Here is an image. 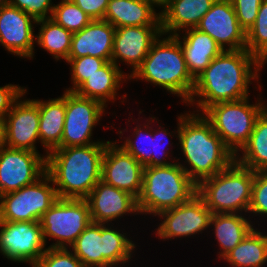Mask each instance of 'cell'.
Returning <instances> with one entry per match:
<instances>
[{
  "label": "cell",
  "mask_w": 267,
  "mask_h": 267,
  "mask_svg": "<svg viewBox=\"0 0 267 267\" xmlns=\"http://www.w3.org/2000/svg\"><path fill=\"white\" fill-rule=\"evenodd\" d=\"M108 143L55 148L46 157V173L62 199H85L101 180Z\"/></svg>",
  "instance_id": "cell-3"
},
{
  "label": "cell",
  "mask_w": 267,
  "mask_h": 267,
  "mask_svg": "<svg viewBox=\"0 0 267 267\" xmlns=\"http://www.w3.org/2000/svg\"><path fill=\"white\" fill-rule=\"evenodd\" d=\"M155 118L156 117H151L147 124L142 125V128L141 124L139 125V123L138 125H136L135 128H133L134 134L132 133V135L133 138H136V141H133L129 136L128 138L126 137L124 143L121 144V147L127 153L132 155L143 167L166 166L169 164H173V162L167 161L165 159V157L167 158L168 156H170L167 155L169 154V152H164L160 149L162 152V157L159 153L160 151L158 150L159 147H162L164 137L171 136L173 132H171L170 134V132L167 131L168 129H163L164 127H159V129L157 128V130L152 129L149 124H152L153 121L157 120ZM153 130H155L156 132Z\"/></svg>",
  "instance_id": "cell-22"
},
{
  "label": "cell",
  "mask_w": 267,
  "mask_h": 267,
  "mask_svg": "<svg viewBox=\"0 0 267 267\" xmlns=\"http://www.w3.org/2000/svg\"><path fill=\"white\" fill-rule=\"evenodd\" d=\"M249 220L239 213L212 214L210 226L214 227V234L221 249L218 252V258L222 259L254 228L251 220Z\"/></svg>",
  "instance_id": "cell-28"
},
{
  "label": "cell",
  "mask_w": 267,
  "mask_h": 267,
  "mask_svg": "<svg viewBox=\"0 0 267 267\" xmlns=\"http://www.w3.org/2000/svg\"><path fill=\"white\" fill-rule=\"evenodd\" d=\"M248 213H253L252 216L257 214L266 217L267 215V171H254Z\"/></svg>",
  "instance_id": "cell-36"
},
{
  "label": "cell",
  "mask_w": 267,
  "mask_h": 267,
  "mask_svg": "<svg viewBox=\"0 0 267 267\" xmlns=\"http://www.w3.org/2000/svg\"><path fill=\"white\" fill-rule=\"evenodd\" d=\"M85 200L94 223L108 224L128 213L139 214L137 199L133 195L101 180Z\"/></svg>",
  "instance_id": "cell-20"
},
{
  "label": "cell",
  "mask_w": 267,
  "mask_h": 267,
  "mask_svg": "<svg viewBox=\"0 0 267 267\" xmlns=\"http://www.w3.org/2000/svg\"><path fill=\"white\" fill-rule=\"evenodd\" d=\"M40 225L43 238L55 239L48 248H68L92 222L89 206L85 199H62L57 201L42 215Z\"/></svg>",
  "instance_id": "cell-9"
},
{
  "label": "cell",
  "mask_w": 267,
  "mask_h": 267,
  "mask_svg": "<svg viewBox=\"0 0 267 267\" xmlns=\"http://www.w3.org/2000/svg\"><path fill=\"white\" fill-rule=\"evenodd\" d=\"M254 171L234 160L227 168L197 185V194L215 213H248Z\"/></svg>",
  "instance_id": "cell-6"
},
{
  "label": "cell",
  "mask_w": 267,
  "mask_h": 267,
  "mask_svg": "<svg viewBox=\"0 0 267 267\" xmlns=\"http://www.w3.org/2000/svg\"><path fill=\"white\" fill-rule=\"evenodd\" d=\"M163 33L153 42L142 64L129 79L145 80L161 86L170 94L188 103L194 89L195 79L189 73L180 42L174 35ZM161 38V39H160Z\"/></svg>",
  "instance_id": "cell-4"
},
{
  "label": "cell",
  "mask_w": 267,
  "mask_h": 267,
  "mask_svg": "<svg viewBox=\"0 0 267 267\" xmlns=\"http://www.w3.org/2000/svg\"><path fill=\"white\" fill-rule=\"evenodd\" d=\"M143 169L117 141L106 145L101 171V181L104 183L124 190L137 199L142 190Z\"/></svg>",
  "instance_id": "cell-15"
},
{
  "label": "cell",
  "mask_w": 267,
  "mask_h": 267,
  "mask_svg": "<svg viewBox=\"0 0 267 267\" xmlns=\"http://www.w3.org/2000/svg\"><path fill=\"white\" fill-rule=\"evenodd\" d=\"M263 0H231L240 27L247 32L255 23Z\"/></svg>",
  "instance_id": "cell-37"
},
{
  "label": "cell",
  "mask_w": 267,
  "mask_h": 267,
  "mask_svg": "<svg viewBox=\"0 0 267 267\" xmlns=\"http://www.w3.org/2000/svg\"><path fill=\"white\" fill-rule=\"evenodd\" d=\"M25 92L14 102L11 110L5 116V146L37 152L36 141L39 137V107L32 100H21Z\"/></svg>",
  "instance_id": "cell-17"
},
{
  "label": "cell",
  "mask_w": 267,
  "mask_h": 267,
  "mask_svg": "<svg viewBox=\"0 0 267 267\" xmlns=\"http://www.w3.org/2000/svg\"><path fill=\"white\" fill-rule=\"evenodd\" d=\"M235 160L252 171H267V107L257 117L249 141Z\"/></svg>",
  "instance_id": "cell-30"
},
{
  "label": "cell",
  "mask_w": 267,
  "mask_h": 267,
  "mask_svg": "<svg viewBox=\"0 0 267 267\" xmlns=\"http://www.w3.org/2000/svg\"><path fill=\"white\" fill-rule=\"evenodd\" d=\"M115 27L104 19L92 20L82 30L73 33L68 59L94 56L111 61Z\"/></svg>",
  "instance_id": "cell-21"
},
{
  "label": "cell",
  "mask_w": 267,
  "mask_h": 267,
  "mask_svg": "<svg viewBox=\"0 0 267 267\" xmlns=\"http://www.w3.org/2000/svg\"><path fill=\"white\" fill-rule=\"evenodd\" d=\"M126 79L129 80V75L124 74L120 67L109 61L89 76L75 92L82 97L98 100L107 107L108 101L116 100L117 90Z\"/></svg>",
  "instance_id": "cell-27"
},
{
  "label": "cell",
  "mask_w": 267,
  "mask_h": 267,
  "mask_svg": "<svg viewBox=\"0 0 267 267\" xmlns=\"http://www.w3.org/2000/svg\"><path fill=\"white\" fill-rule=\"evenodd\" d=\"M10 5V0H0V6Z\"/></svg>",
  "instance_id": "cell-44"
},
{
  "label": "cell",
  "mask_w": 267,
  "mask_h": 267,
  "mask_svg": "<svg viewBox=\"0 0 267 267\" xmlns=\"http://www.w3.org/2000/svg\"><path fill=\"white\" fill-rule=\"evenodd\" d=\"M93 20L104 19L109 0H72Z\"/></svg>",
  "instance_id": "cell-40"
},
{
  "label": "cell",
  "mask_w": 267,
  "mask_h": 267,
  "mask_svg": "<svg viewBox=\"0 0 267 267\" xmlns=\"http://www.w3.org/2000/svg\"><path fill=\"white\" fill-rule=\"evenodd\" d=\"M45 246L40 222L0 221V253L8 260L33 266L48 249Z\"/></svg>",
  "instance_id": "cell-12"
},
{
  "label": "cell",
  "mask_w": 267,
  "mask_h": 267,
  "mask_svg": "<svg viewBox=\"0 0 267 267\" xmlns=\"http://www.w3.org/2000/svg\"><path fill=\"white\" fill-rule=\"evenodd\" d=\"M257 63H258V73H259V72H261L263 66L267 63V53L259 56L257 58Z\"/></svg>",
  "instance_id": "cell-43"
},
{
  "label": "cell",
  "mask_w": 267,
  "mask_h": 267,
  "mask_svg": "<svg viewBox=\"0 0 267 267\" xmlns=\"http://www.w3.org/2000/svg\"><path fill=\"white\" fill-rule=\"evenodd\" d=\"M37 20L12 5L0 6V43L13 55L32 59L34 56V24Z\"/></svg>",
  "instance_id": "cell-18"
},
{
  "label": "cell",
  "mask_w": 267,
  "mask_h": 267,
  "mask_svg": "<svg viewBox=\"0 0 267 267\" xmlns=\"http://www.w3.org/2000/svg\"><path fill=\"white\" fill-rule=\"evenodd\" d=\"M246 50L259 57L267 53V0H263L254 25L246 32Z\"/></svg>",
  "instance_id": "cell-33"
},
{
  "label": "cell",
  "mask_w": 267,
  "mask_h": 267,
  "mask_svg": "<svg viewBox=\"0 0 267 267\" xmlns=\"http://www.w3.org/2000/svg\"><path fill=\"white\" fill-rule=\"evenodd\" d=\"M196 193L197 185L178 162L144 167L137 208L140 214L157 216L160 212L187 202Z\"/></svg>",
  "instance_id": "cell-5"
},
{
  "label": "cell",
  "mask_w": 267,
  "mask_h": 267,
  "mask_svg": "<svg viewBox=\"0 0 267 267\" xmlns=\"http://www.w3.org/2000/svg\"><path fill=\"white\" fill-rule=\"evenodd\" d=\"M67 63L71 65V81L72 88H67V91L75 92L88 78L97 70L104 66L107 61L94 56H84L80 58L67 59Z\"/></svg>",
  "instance_id": "cell-34"
},
{
  "label": "cell",
  "mask_w": 267,
  "mask_h": 267,
  "mask_svg": "<svg viewBox=\"0 0 267 267\" xmlns=\"http://www.w3.org/2000/svg\"><path fill=\"white\" fill-rule=\"evenodd\" d=\"M221 260L227 261L231 267H263L267 263V235L253 228Z\"/></svg>",
  "instance_id": "cell-29"
},
{
  "label": "cell",
  "mask_w": 267,
  "mask_h": 267,
  "mask_svg": "<svg viewBox=\"0 0 267 267\" xmlns=\"http://www.w3.org/2000/svg\"><path fill=\"white\" fill-rule=\"evenodd\" d=\"M52 0H10V5L25 11L36 20L51 18ZM49 14V15H48Z\"/></svg>",
  "instance_id": "cell-38"
},
{
  "label": "cell",
  "mask_w": 267,
  "mask_h": 267,
  "mask_svg": "<svg viewBox=\"0 0 267 267\" xmlns=\"http://www.w3.org/2000/svg\"><path fill=\"white\" fill-rule=\"evenodd\" d=\"M46 157L23 149L0 148V196L35 183L46 173Z\"/></svg>",
  "instance_id": "cell-13"
},
{
  "label": "cell",
  "mask_w": 267,
  "mask_h": 267,
  "mask_svg": "<svg viewBox=\"0 0 267 267\" xmlns=\"http://www.w3.org/2000/svg\"><path fill=\"white\" fill-rule=\"evenodd\" d=\"M249 99L216 103L202 113L235 156L249 141L257 117L267 107L261 98L255 104Z\"/></svg>",
  "instance_id": "cell-8"
},
{
  "label": "cell",
  "mask_w": 267,
  "mask_h": 267,
  "mask_svg": "<svg viewBox=\"0 0 267 267\" xmlns=\"http://www.w3.org/2000/svg\"><path fill=\"white\" fill-rule=\"evenodd\" d=\"M39 107V137L40 143L46 149L44 154L57 148L61 144L65 113L66 90L58 98L44 100L33 99Z\"/></svg>",
  "instance_id": "cell-26"
},
{
  "label": "cell",
  "mask_w": 267,
  "mask_h": 267,
  "mask_svg": "<svg viewBox=\"0 0 267 267\" xmlns=\"http://www.w3.org/2000/svg\"><path fill=\"white\" fill-rule=\"evenodd\" d=\"M161 34V25L115 28L111 61L118 67L120 61L129 64L133 74Z\"/></svg>",
  "instance_id": "cell-19"
},
{
  "label": "cell",
  "mask_w": 267,
  "mask_h": 267,
  "mask_svg": "<svg viewBox=\"0 0 267 267\" xmlns=\"http://www.w3.org/2000/svg\"><path fill=\"white\" fill-rule=\"evenodd\" d=\"M98 100L82 97L66 90V113L61 144L57 148L87 146L110 141H92L93 128L105 112Z\"/></svg>",
  "instance_id": "cell-11"
},
{
  "label": "cell",
  "mask_w": 267,
  "mask_h": 267,
  "mask_svg": "<svg viewBox=\"0 0 267 267\" xmlns=\"http://www.w3.org/2000/svg\"><path fill=\"white\" fill-rule=\"evenodd\" d=\"M109 224L91 222L70 247L85 267H116L132 258L134 242Z\"/></svg>",
  "instance_id": "cell-7"
},
{
  "label": "cell",
  "mask_w": 267,
  "mask_h": 267,
  "mask_svg": "<svg viewBox=\"0 0 267 267\" xmlns=\"http://www.w3.org/2000/svg\"><path fill=\"white\" fill-rule=\"evenodd\" d=\"M32 267H85L68 248H48Z\"/></svg>",
  "instance_id": "cell-35"
},
{
  "label": "cell",
  "mask_w": 267,
  "mask_h": 267,
  "mask_svg": "<svg viewBox=\"0 0 267 267\" xmlns=\"http://www.w3.org/2000/svg\"><path fill=\"white\" fill-rule=\"evenodd\" d=\"M6 133H5V118L0 117V148L5 146Z\"/></svg>",
  "instance_id": "cell-42"
},
{
  "label": "cell",
  "mask_w": 267,
  "mask_h": 267,
  "mask_svg": "<svg viewBox=\"0 0 267 267\" xmlns=\"http://www.w3.org/2000/svg\"><path fill=\"white\" fill-rule=\"evenodd\" d=\"M143 1L150 4L153 8L156 6L162 8L161 12L159 11L160 14L168 7L170 2V0H143Z\"/></svg>",
  "instance_id": "cell-41"
},
{
  "label": "cell",
  "mask_w": 267,
  "mask_h": 267,
  "mask_svg": "<svg viewBox=\"0 0 267 267\" xmlns=\"http://www.w3.org/2000/svg\"><path fill=\"white\" fill-rule=\"evenodd\" d=\"M196 28L213 38L223 51L246 49V32L231 0H216Z\"/></svg>",
  "instance_id": "cell-16"
},
{
  "label": "cell",
  "mask_w": 267,
  "mask_h": 267,
  "mask_svg": "<svg viewBox=\"0 0 267 267\" xmlns=\"http://www.w3.org/2000/svg\"><path fill=\"white\" fill-rule=\"evenodd\" d=\"M177 121L175 133H178L177 139L188 166L178 163L196 185L213 177L235 160V155L203 114H195L194 111L180 114Z\"/></svg>",
  "instance_id": "cell-2"
},
{
  "label": "cell",
  "mask_w": 267,
  "mask_h": 267,
  "mask_svg": "<svg viewBox=\"0 0 267 267\" xmlns=\"http://www.w3.org/2000/svg\"><path fill=\"white\" fill-rule=\"evenodd\" d=\"M143 0H109L104 20L115 28L161 25V14Z\"/></svg>",
  "instance_id": "cell-25"
},
{
  "label": "cell",
  "mask_w": 267,
  "mask_h": 267,
  "mask_svg": "<svg viewBox=\"0 0 267 267\" xmlns=\"http://www.w3.org/2000/svg\"><path fill=\"white\" fill-rule=\"evenodd\" d=\"M259 76L253 54L246 49L224 50L195 78L188 104H196L202 114L216 103L245 99L249 97V84Z\"/></svg>",
  "instance_id": "cell-1"
},
{
  "label": "cell",
  "mask_w": 267,
  "mask_h": 267,
  "mask_svg": "<svg viewBox=\"0 0 267 267\" xmlns=\"http://www.w3.org/2000/svg\"><path fill=\"white\" fill-rule=\"evenodd\" d=\"M157 216L164 221L158 225L156 234L162 240H169L202 233L210 226L212 212L196 193L187 202L160 212Z\"/></svg>",
  "instance_id": "cell-14"
},
{
  "label": "cell",
  "mask_w": 267,
  "mask_h": 267,
  "mask_svg": "<svg viewBox=\"0 0 267 267\" xmlns=\"http://www.w3.org/2000/svg\"><path fill=\"white\" fill-rule=\"evenodd\" d=\"M182 32H185L182 37L180 34L174 36L180 42L187 69L195 79L223 50L213 38L197 28Z\"/></svg>",
  "instance_id": "cell-23"
},
{
  "label": "cell",
  "mask_w": 267,
  "mask_h": 267,
  "mask_svg": "<svg viewBox=\"0 0 267 267\" xmlns=\"http://www.w3.org/2000/svg\"><path fill=\"white\" fill-rule=\"evenodd\" d=\"M36 24L40 28L35 43L52 54L57 61L60 58L66 61L71 49L72 33L51 18L37 20Z\"/></svg>",
  "instance_id": "cell-31"
},
{
  "label": "cell",
  "mask_w": 267,
  "mask_h": 267,
  "mask_svg": "<svg viewBox=\"0 0 267 267\" xmlns=\"http://www.w3.org/2000/svg\"><path fill=\"white\" fill-rule=\"evenodd\" d=\"M25 92L24 87L6 84L0 87V117L6 116L14 102Z\"/></svg>",
  "instance_id": "cell-39"
},
{
  "label": "cell",
  "mask_w": 267,
  "mask_h": 267,
  "mask_svg": "<svg viewBox=\"0 0 267 267\" xmlns=\"http://www.w3.org/2000/svg\"><path fill=\"white\" fill-rule=\"evenodd\" d=\"M51 19L72 34L82 30L93 20L72 0H61L59 4H54Z\"/></svg>",
  "instance_id": "cell-32"
},
{
  "label": "cell",
  "mask_w": 267,
  "mask_h": 267,
  "mask_svg": "<svg viewBox=\"0 0 267 267\" xmlns=\"http://www.w3.org/2000/svg\"><path fill=\"white\" fill-rule=\"evenodd\" d=\"M58 198L51 177L45 173L35 183L0 196V221L39 222Z\"/></svg>",
  "instance_id": "cell-10"
},
{
  "label": "cell",
  "mask_w": 267,
  "mask_h": 267,
  "mask_svg": "<svg viewBox=\"0 0 267 267\" xmlns=\"http://www.w3.org/2000/svg\"><path fill=\"white\" fill-rule=\"evenodd\" d=\"M216 0H170L161 13V31L165 35H176L182 29L196 28L202 17Z\"/></svg>",
  "instance_id": "cell-24"
}]
</instances>
